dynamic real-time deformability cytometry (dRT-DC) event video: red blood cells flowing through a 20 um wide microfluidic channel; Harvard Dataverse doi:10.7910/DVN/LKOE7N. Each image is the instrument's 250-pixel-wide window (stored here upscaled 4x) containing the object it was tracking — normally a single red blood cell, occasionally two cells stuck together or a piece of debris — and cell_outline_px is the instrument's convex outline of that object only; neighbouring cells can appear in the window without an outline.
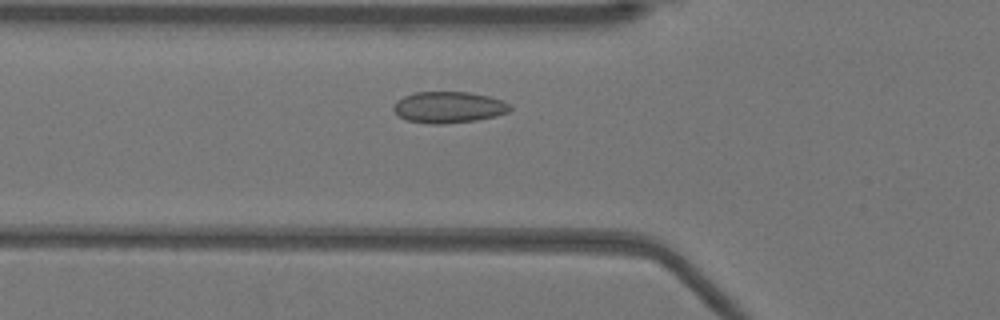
{"species": "Egyptian fruit bat (a non-hibernating species)", "species_latin": "Rousettus aegyptiacus", "temperature_condition": "warm", "stored_images_in_passage": 35, "camera_frame_rate_fps": 3000, "um_per_image_px": 0.085, "animal": {"sex": "female"}, "frame": {"image": 1, "passage_image": 3, "time_ms": 0.667, "image_size_px": [1000, 320], "cell_outline_px": [[512, 108], [508, 112], [496, 116], [476, 120], [444, 124], [432, 124], [408, 120], [400, 116], [392, 108], [396, 100], [404, 96], [416, 92], [468, 92], [488, 96], [504, 100]], "centroid_in_image_um": [38.15, 9.11], "position_along_channel_um": 87.7, "area_um2": 21.21}}
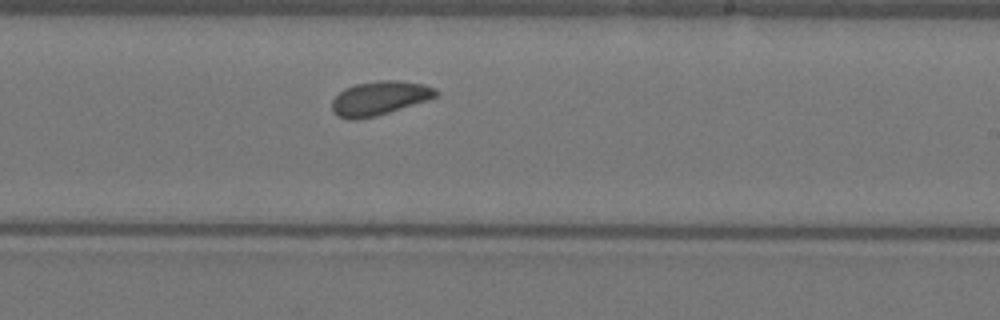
{"frame": {"image": 2, "passage_image": 16, "time_ms": 5.0, "image_size_px": [1000, 320], "cell_outline_px": [[436, 96], [376, 116], [356, 120], [352, 120], [340, 116], [332, 112], [332, 100], [344, 88], [356, 84], [376, 80], [400, 80], [424, 84], [436, 88]], "centroid_in_image_um": [32.21, 8.33], "position_along_channel_um": 256.8, "area_um2": 20.29}}
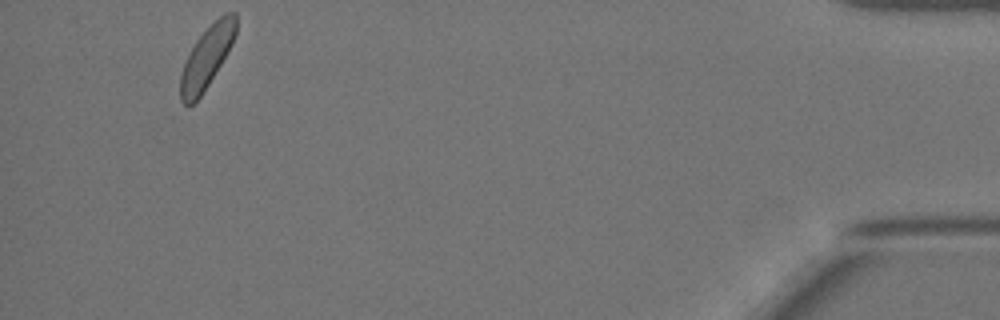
{"frame": {"image": 3, "passage_image": 34, "time_ms": 11.0, "image_size_px": [1000, 320], "cell_outline_px": [[236, 32], [232, 44], [208, 84], [200, 96], [188, 108], [180, 100], [180, 76], [188, 52], [196, 40], [224, 12], [236, 12]], "centroid_in_image_um": [17.55, 4.88], "position_along_channel_um": 417.6, "area_um2": 19.59}}